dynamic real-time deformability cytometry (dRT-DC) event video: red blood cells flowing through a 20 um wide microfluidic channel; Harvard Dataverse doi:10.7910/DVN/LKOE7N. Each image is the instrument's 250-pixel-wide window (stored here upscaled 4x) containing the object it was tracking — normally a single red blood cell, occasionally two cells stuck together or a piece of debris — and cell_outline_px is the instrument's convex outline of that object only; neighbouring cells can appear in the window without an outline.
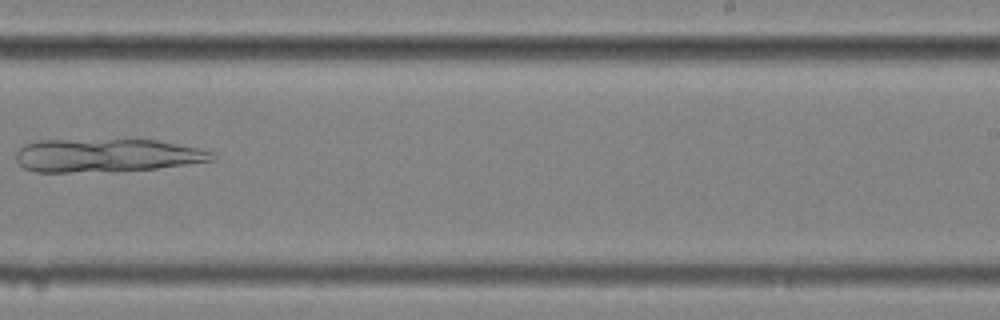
{"species": "common noctule bat (a hibernating species)", "species_latin": "Nyctalus noctula", "temperature_condition": "cold", "stored_images_in_passage": 10, "camera_frame_rate_fps": 3000, "um_per_image_px": 0.085, "animal": {"sex": "female", "body_mass_g": 25.1}, "frame": {"image": 1, "passage_image": 9, "time_ms": 2.667, "image_size_px": [1000, 320], "cell_outline_px": [[216, 160], [156, 168], [112, 172], [36, 172], [24, 168], [16, 160], [16, 152], [24, 144], [36, 140], [156, 140], [200, 148], [212, 152], [216, 156]], "centroid_in_image_um": [9.06, 13.22], "position_along_channel_um": 279.9, "area_um2": 38.32}}